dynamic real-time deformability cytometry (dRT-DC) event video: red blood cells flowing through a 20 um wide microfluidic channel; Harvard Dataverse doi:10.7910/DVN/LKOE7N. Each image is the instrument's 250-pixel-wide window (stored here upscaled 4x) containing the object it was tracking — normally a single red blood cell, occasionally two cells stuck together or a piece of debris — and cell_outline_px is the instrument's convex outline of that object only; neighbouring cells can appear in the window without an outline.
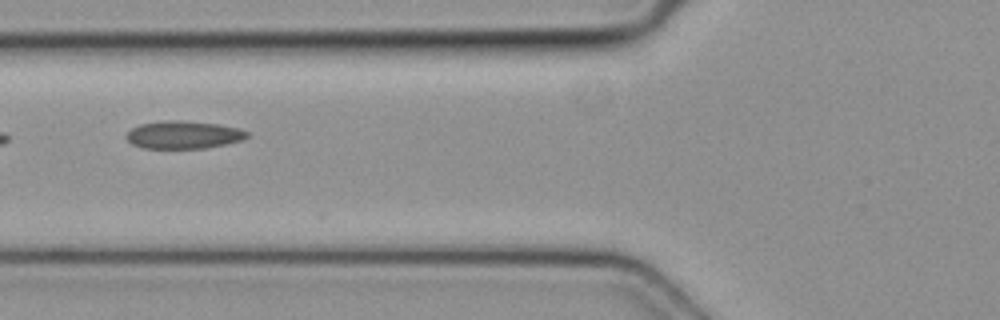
{"species": "common noctule bat (a hibernating species)", "species_latin": "Nyctalus noctula", "temperature_condition": "cold", "stored_images_in_passage": 2, "camera_frame_rate_fps": 3000, "um_per_image_px": 0.085, "animal": {"sex": "female", "body_mass_g": 19.3, "forearm_length_mm": 54.1}, "frame": {"image": 1, "passage_image": 2, "time_ms": 0.333, "image_size_px": [1000, 320], "cell_outline_px": [[248, 136], [240, 140], [224, 144], [204, 148], [144, 148], [132, 144], [124, 136], [132, 128], [140, 124], [164, 120], [180, 120], [220, 124], [236, 128], [248, 132]], "centroid_in_image_um": [15.55, 11.45], "position_along_channel_um": 110.2, "area_um2": 19.36}}